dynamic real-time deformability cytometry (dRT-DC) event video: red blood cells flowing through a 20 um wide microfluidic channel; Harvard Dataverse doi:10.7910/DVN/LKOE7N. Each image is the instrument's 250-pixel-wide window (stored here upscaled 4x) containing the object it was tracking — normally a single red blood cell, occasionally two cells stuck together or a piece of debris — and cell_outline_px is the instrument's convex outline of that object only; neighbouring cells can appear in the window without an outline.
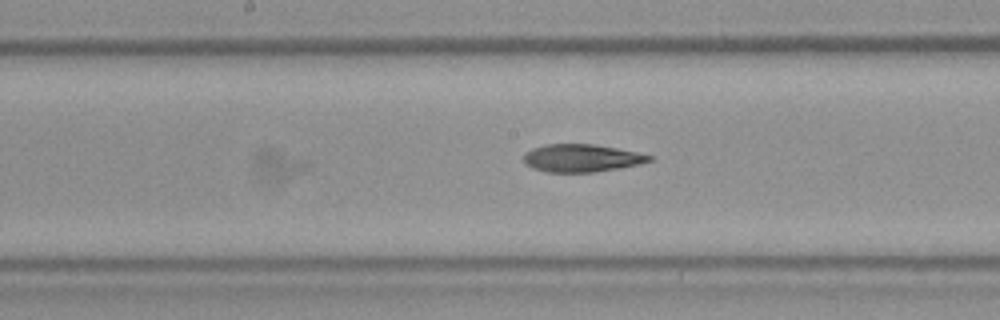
{"species": "Egyptian fruit bat (a non-hibernating species)", "species_latin": "Rousettus aegyptiacus", "temperature_condition": "room temperature", "stored_images_in_passage": 24, "camera_frame_rate_fps": 3000, "um_per_image_px": 0.085, "frame": {"image": 1, "passage_image": 24, "time_ms": 7.667, "image_size_px": [1000, 320], "cell_outline_px": [[656, 160], [640, 164], [596, 172], [548, 172], [532, 168], [524, 164], [524, 152], [532, 148], [544, 144], [592, 144], [616, 148], [636, 152], [652, 156]], "centroid_in_image_um": [49.42, 13.44], "position_along_channel_um": 198.8, "area_um2": 20.4}}